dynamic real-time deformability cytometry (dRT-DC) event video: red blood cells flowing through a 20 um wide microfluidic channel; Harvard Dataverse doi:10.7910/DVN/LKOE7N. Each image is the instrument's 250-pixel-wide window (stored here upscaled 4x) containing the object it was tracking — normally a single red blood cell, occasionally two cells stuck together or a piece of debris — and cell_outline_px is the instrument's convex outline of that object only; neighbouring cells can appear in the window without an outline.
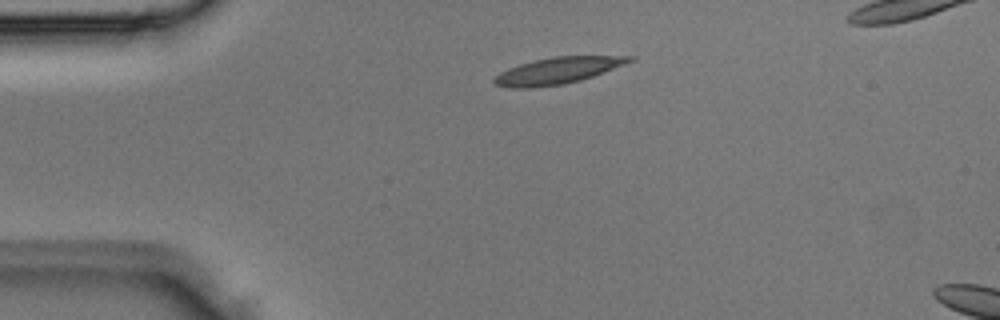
{"species": "Egyptian fruit bat (a non-hibernating species)", "species_latin": "Rousettus aegyptiacus", "temperature_condition": "room temperature", "stored_images_in_passage": 2, "camera_frame_rate_fps": 3000, "um_per_image_px": 0.085, "animal": {"sex": "male"}, "frame": {"image": 1, "passage_image": 1, "time_ms": 0.0, "image_size_px": [1000, 320], "cell_outline_px": [[636, 60], [604, 72], [580, 80], [564, 84], [532, 88], [512, 88], [496, 84], [492, 80], [500, 72], [508, 68], [520, 64], [552, 56], [636, 56]], "centroid_in_image_um": [47.43, 6.0], "position_along_channel_um": 37.6, "area_um2": 20.81}}